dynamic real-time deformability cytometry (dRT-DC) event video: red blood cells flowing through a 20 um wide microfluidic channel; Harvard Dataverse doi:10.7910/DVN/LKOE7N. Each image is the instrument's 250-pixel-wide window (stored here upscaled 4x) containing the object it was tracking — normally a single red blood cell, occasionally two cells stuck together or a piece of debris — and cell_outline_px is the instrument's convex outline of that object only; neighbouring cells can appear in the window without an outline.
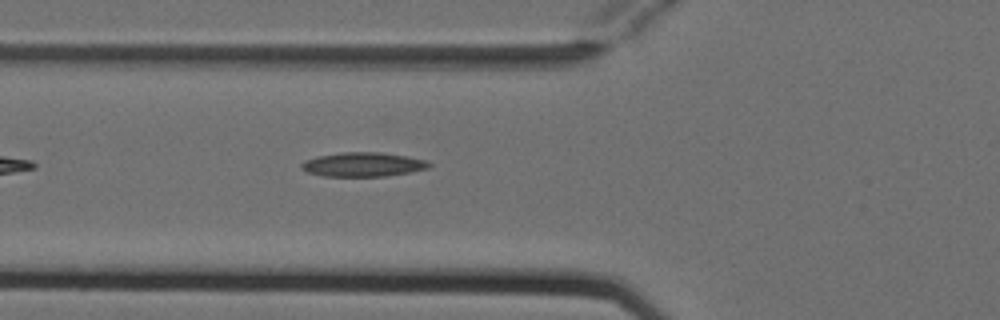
{"species": "Egyptian fruit bat (a non-hibernating species)", "species_latin": "Rousettus aegyptiacus", "temperature_condition": "cold", "stored_images_in_passage": 3, "camera_frame_rate_fps": 3000, "um_per_image_px": 0.085, "animal": {"sex": "female"}, "frame": {"image": 1, "passage_image": 3, "time_ms": 0.667, "image_size_px": [1000, 320], "cell_outline_px": [[432, 164], [428, 168], [412, 172], [384, 176], [324, 176], [308, 172], [300, 168], [300, 164], [304, 160], [316, 156], [340, 152], [380, 152], [428, 160]], "centroid_in_image_um": [30.84, 13.97], "position_along_channel_um": 95.0, "area_um2": 18.09}}